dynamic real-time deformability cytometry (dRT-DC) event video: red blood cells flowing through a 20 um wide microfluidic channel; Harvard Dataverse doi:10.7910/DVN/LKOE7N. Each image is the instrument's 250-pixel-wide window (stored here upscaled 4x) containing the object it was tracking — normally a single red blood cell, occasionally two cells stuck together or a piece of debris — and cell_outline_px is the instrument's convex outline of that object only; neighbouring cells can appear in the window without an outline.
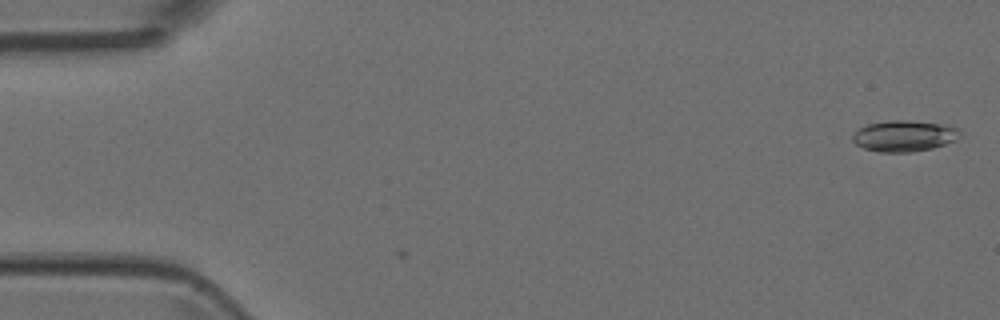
{"species": "Egyptian fruit bat (a non-hibernating species)", "species_latin": "Rousettus aegyptiacus", "temperature_condition": "room temperature", "stored_images_in_passage": 4, "camera_frame_rate_fps": 3000, "um_per_image_px": 0.085, "animal": {"sex": "female"}, "frame": {"image": 1, "passage_image": 1, "time_ms": 0.0, "image_size_px": [1000, 320], "cell_outline_px": [[964, 136], [956, 140], [932, 148], [912, 152], [880, 152], [864, 148], [856, 144], [852, 140], [852, 136], [860, 128], [868, 124], [888, 120], [904, 120], [948, 124], [960, 128]], "centroid_in_image_um": [76.94, 11.54], "position_along_channel_um": 8.1, "area_um2": 19.71}}
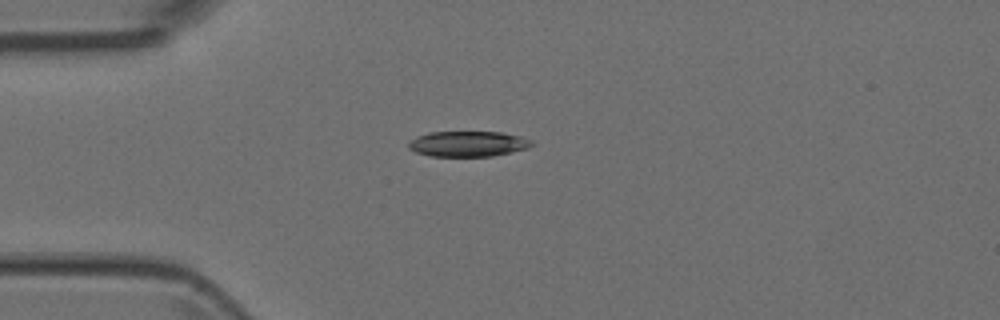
{"frame": {"image": 2, "passage_image": 4, "time_ms": 1.0, "image_size_px": [1000, 320], "cell_outline_px": [[536, 144], [528, 148], [512, 152], [492, 156], [428, 156], [416, 152], [408, 148], [408, 144], [416, 136], [428, 132], [500, 132], [520, 136], [532, 140]], "centroid_in_image_um": [39.8, 12.23], "position_along_channel_um": 45.2, "area_um2": 18.38}}